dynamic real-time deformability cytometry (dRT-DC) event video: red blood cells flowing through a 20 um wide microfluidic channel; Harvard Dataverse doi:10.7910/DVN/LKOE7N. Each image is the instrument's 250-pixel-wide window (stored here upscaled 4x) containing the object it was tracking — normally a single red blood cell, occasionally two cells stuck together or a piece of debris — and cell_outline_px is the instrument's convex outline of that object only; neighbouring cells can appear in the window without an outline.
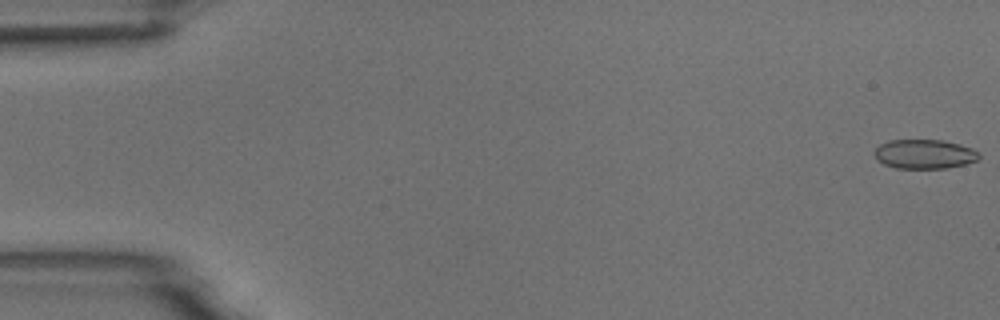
{"species": "common noctule bat (a hibernating species)", "species_latin": "Nyctalus noctula", "temperature_condition": "room temperature", "stored_images_in_passage": 8, "camera_frame_rate_fps": 3000, "um_per_image_px": 0.085, "animal": {"sex": "male", "body_mass_g": 18.8}, "frame": {"image": 1, "passage_image": 1, "time_ms": 0.0, "image_size_px": [1000, 320], "cell_outline_px": [[980, 156], [976, 160], [964, 164], [948, 168], [896, 168], [884, 164], [876, 160], [872, 152], [880, 144], [888, 140], [944, 140], [960, 144], [972, 148], [980, 152]], "centroid_in_image_um": [78.55, 13.09], "position_along_channel_um": 6.4, "area_um2": 18.03}}
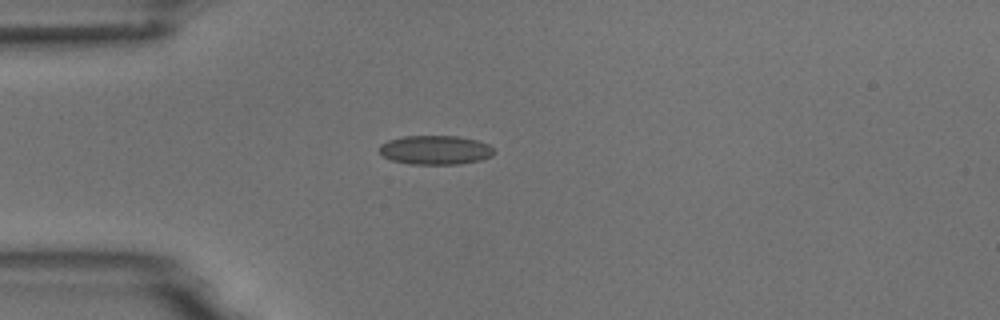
{"frame": {"image": 2, "passage_image": 4, "time_ms": 4.667, "image_size_px": [1000, 320], "cell_outline_px": [[496, 152], [492, 156], [480, 160], [460, 164], [408, 164], [392, 160], [384, 156], [380, 152], [380, 144], [388, 140], [404, 136], [456, 136], [476, 140], [488, 144]], "centroid_in_image_um": [37.01, 12.75], "position_along_channel_um": 48.0, "area_um2": 19.42}}